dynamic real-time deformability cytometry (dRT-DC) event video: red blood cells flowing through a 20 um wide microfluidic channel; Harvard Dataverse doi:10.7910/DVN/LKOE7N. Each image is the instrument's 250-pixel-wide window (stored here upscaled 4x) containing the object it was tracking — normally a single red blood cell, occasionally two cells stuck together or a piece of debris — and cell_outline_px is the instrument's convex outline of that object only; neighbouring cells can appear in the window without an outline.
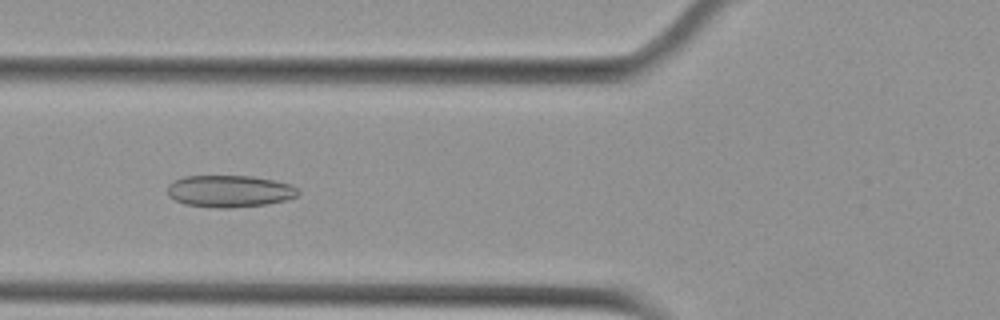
{"species": "Egyptian fruit bat (a non-hibernating species)", "species_latin": "Rousettus aegyptiacus", "temperature_condition": "cold", "stored_images_in_passage": 55, "camera_frame_rate_fps": 3000, "um_per_image_px": 0.085, "animal": {"sex": "female"}, "frame": {"image": 1, "passage_image": 21, "time_ms": 6.667, "image_size_px": [1000, 320], "cell_outline_px": [[300, 192], [296, 196], [284, 200], [268, 204], [232, 208], [212, 208], [184, 204], [168, 196], [168, 184], [172, 180], [184, 176], [252, 176], [272, 180], [288, 184], [296, 188]], "centroid_in_image_um": [19.46, 16.26], "position_along_channel_um": 106.3, "area_um2": 24.39}}
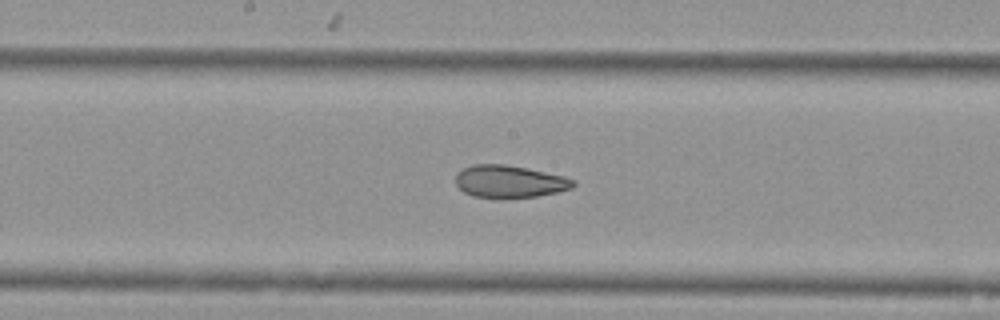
{"frame": {"image": 2, "passage_image": 29, "time_ms": 9.333, "image_size_px": [1000, 320], "cell_outline_px": [[576, 184], [572, 188], [556, 192], [536, 196], [472, 196], [464, 192], [456, 184], [456, 172], [472, 164], [504, 164], [528, 168], [564, 176], [576, 180]], "centroid_in_image_um": [43.32, 15.39], "position_along_channel_um": 204.9, "area_um2": 21.79}}
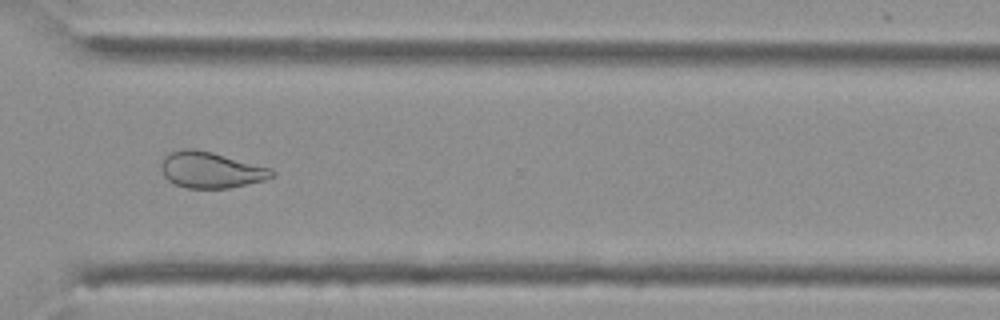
{"frame": {"image": 3, "passage_image": 41, "time_ms": 13.333, "image_size_px": [1000, 320], "cell_outline_px": [[276, 176], [264, 180], [228, 188], [184, 188], [168, 180], [164, 176], [160, 168], [160, 160], [168, 152], [184, 148], [196, 148], [212, 152], [272, 168], [276, 172]], "centroid_in_image_um": [17.9, 14.43], "position_along_channel_um": 352.7, "area_um2": 23.64}, "authors_computed_cell_mechanics": {"area_um2": 27.2816, "velocity_mm_per_s": 3.6961, "shape_relaxation_time_tau1_ms": null, "shape_relaxation_time_tau2_ms": 2.5522, "deformation_change_tau1": null, "deformation_change_tau2": 0.0771}}